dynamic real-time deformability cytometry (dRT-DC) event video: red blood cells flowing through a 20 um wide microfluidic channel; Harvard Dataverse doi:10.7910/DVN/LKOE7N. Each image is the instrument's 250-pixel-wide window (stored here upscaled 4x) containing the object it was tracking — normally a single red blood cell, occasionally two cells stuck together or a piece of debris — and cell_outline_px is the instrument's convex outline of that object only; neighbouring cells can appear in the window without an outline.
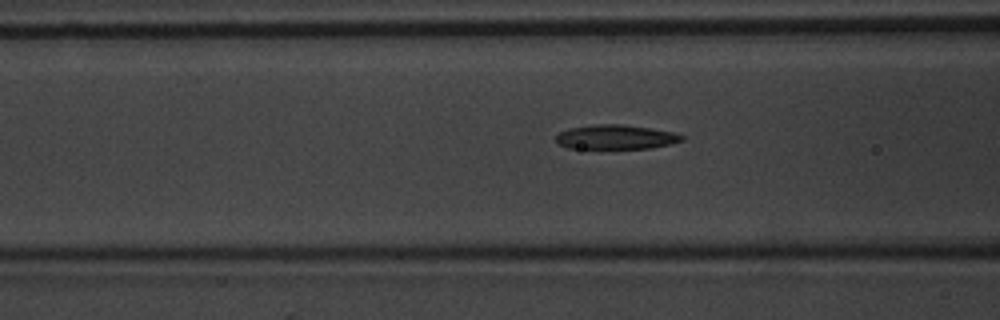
{"species": "common noctule bat (a hibernating species)", "species_latin": "Nyctalus noctula", "temperature_condition": "warm", "stored_images_in_passage": 49, "camera_frame_rate_fps": 3000, "um_per_image_px": 0.085, "animal": {"sex": "male", "body_mass_g": 20.1, "forearm_length_mm": 53.5}, "frame": {"image": 1, "passage_image": 22, "time_ms": 7.0, "image_size_px": [1000, 320], "cell_outline_px": [[684, 140], [652, 148], [568, 148], [560, 144], [556, 140], [556, 136], [560, 132], [568, 128], [592, 124], [620, 124], [648, 128], [672, 132], [684, 136]], "centroid_in_image_um": [52.31, 11.64], "position_along_channel_um": 114.3, "area_um2": 17.69}}
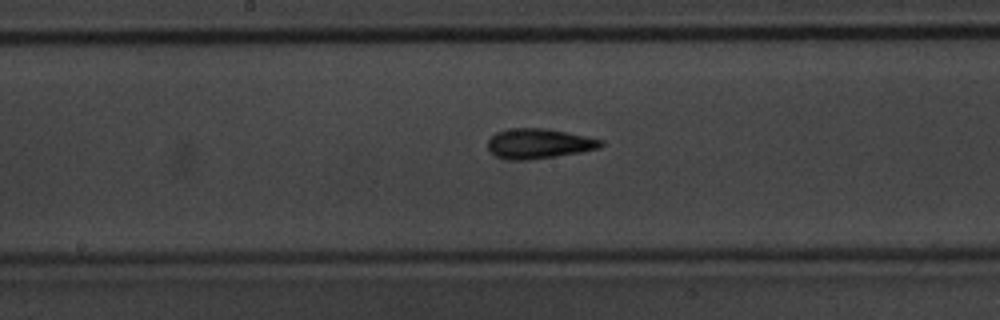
{"frame": {"image": 2, "passage_image": 29, "time_ms": 9.333, "image_size_px": [1000, 320], "cell_outline_px": [[604, 144], [600, 148], [580, 152], [528, 160], [508, 160], [496, 156], [488, 148], [488, 140], [496, 132], [512, 128], [548, 128], [604, 140]], "centroid_in_image_um": [45.81, 12.2], "position_along_channel_um": 202.4, "area_um2": 19.71}}
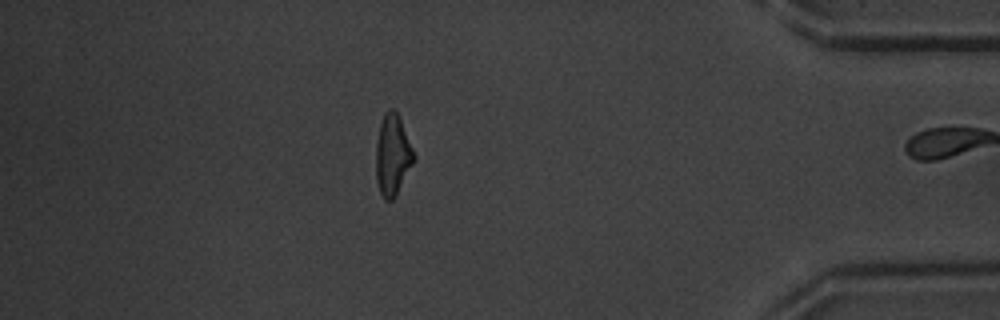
{"frame": {"image": 3, "passage_image": 48, "time_ms": 15.667, "image_size_px": [1000, 320], "cell_outline_px": [[416, 160], [396, 196], [392, 200], [384, 200], [380, 192], [376, 180], [376, 144], [380, 124], [384, 112], [388, 108], [392, 108], [396, 112], [400, 120], [416, 156]], "centroid_in_image_um": [33.37, 13.21], "position_along_channel_um": 401.8, "area_um2": 17.98}, "authors_computed_cell_mechanics": {"area_um2": 18.1492, "velocity_mm_per_s": 3.7592, "shape_relaxation_time_tau1_ms": 6.3227, "shape_relaxation_time_tau2_ms": 2.6194, "deformation_change_tau1": 0.2078, "deformation_change_tau2": 0.1175}}